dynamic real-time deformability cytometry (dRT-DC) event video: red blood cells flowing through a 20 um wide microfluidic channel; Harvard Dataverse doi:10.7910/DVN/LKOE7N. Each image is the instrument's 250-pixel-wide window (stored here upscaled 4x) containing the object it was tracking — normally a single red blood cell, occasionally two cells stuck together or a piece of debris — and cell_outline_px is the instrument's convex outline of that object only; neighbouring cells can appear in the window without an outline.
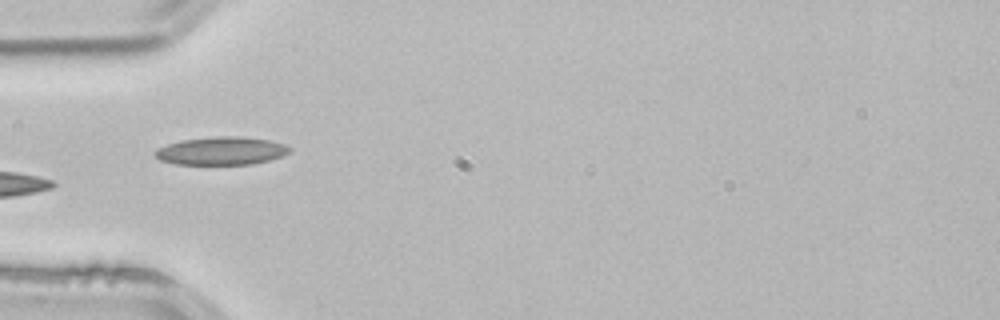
{"species": "common noctule bat (a hibernating species)", "species_latin": "Nyctalus noctula", "temperature_condition": "room temperature", "stored_images_in_passage": 2, "camera_frame_rate_fps": 3000, "um_per_image_px": 0.085, "animal": {"sex": "male", "body_mass_g": 21.5, "forearm_length_mm": 52.0}, "frame": {"image": 1, "passage_image": 2, "time_ms": 0.333, "image_size_px": [1000, 320], "cell_outline_px": [[292, 148], [284, 156], [252, 164], [176, 164], [160, 160], [152, 152], [168, 144], [180, 140], [216, 136], [240, 136], [268, 140], [284, 144]], "centroid_in_image_um": [18.82, 12.82], "position_along_channel_um": 66.2, "area_um2": 21.91}}